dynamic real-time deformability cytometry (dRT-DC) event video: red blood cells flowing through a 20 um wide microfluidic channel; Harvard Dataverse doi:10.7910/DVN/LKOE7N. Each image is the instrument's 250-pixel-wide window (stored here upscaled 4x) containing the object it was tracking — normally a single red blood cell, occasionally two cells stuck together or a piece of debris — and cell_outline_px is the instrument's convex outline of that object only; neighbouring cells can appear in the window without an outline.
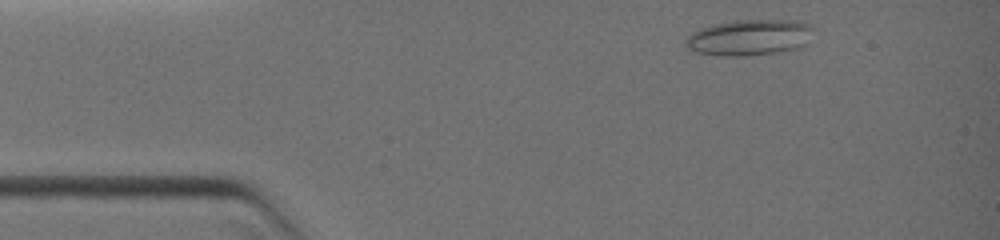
{"species": "common noctule bat (a hibernating species)", "species_latin": "Nyctalus noctula", "temperature_condition": "warm", "stored_images_in_passage": 12, "camera_frame_rate_fps": 3000, "um_per_image_px": 0.085, "animal": {"sex": "female", "body_mass_g": 19.0, "forearm_length_mm": 51.5}, "frame": {"image": 1, "passage_image": 3, "time_ms": 1.0, "image_size_px": [1000, 240], "cell_outline_px": [[816, 28], [808, 44], [800, 48], [776, 52], [744, 56], [720, 56], [696, 52], [684, 48], [684, 40], [692, 32], [700, 28], [712, 24], [736, 20], [796, 20], [812, 24]], "centroid_in_image_um": [63.73, 3.18], "position_along_channel_um": 21.3, "area_um2": 27.46}}
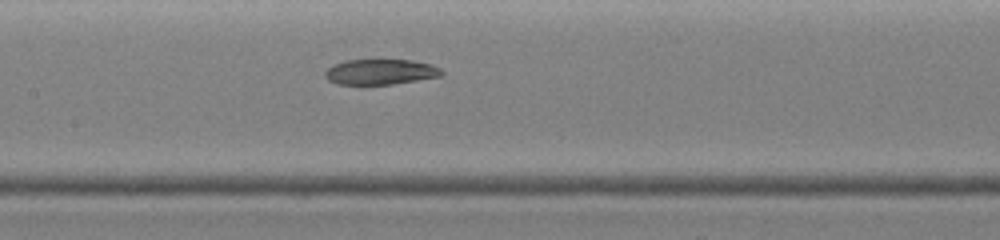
{"frame": {"image": 2, "passage_image": 12, "time_ms": 5.667, "image_size_px": [1000, 240], "cell_outline_px": [[444, 72], [440, 76], [392, 84], [336, 84], [328, 80], [324, 76], [324, 72], [328, 68], [344, 60], [412, 60], [432, 64], [440, 68]], "centroid_in_image_um": [32.33, 6.1], "position_along_channel_um": 175.1, "area_um2": 17.17}}